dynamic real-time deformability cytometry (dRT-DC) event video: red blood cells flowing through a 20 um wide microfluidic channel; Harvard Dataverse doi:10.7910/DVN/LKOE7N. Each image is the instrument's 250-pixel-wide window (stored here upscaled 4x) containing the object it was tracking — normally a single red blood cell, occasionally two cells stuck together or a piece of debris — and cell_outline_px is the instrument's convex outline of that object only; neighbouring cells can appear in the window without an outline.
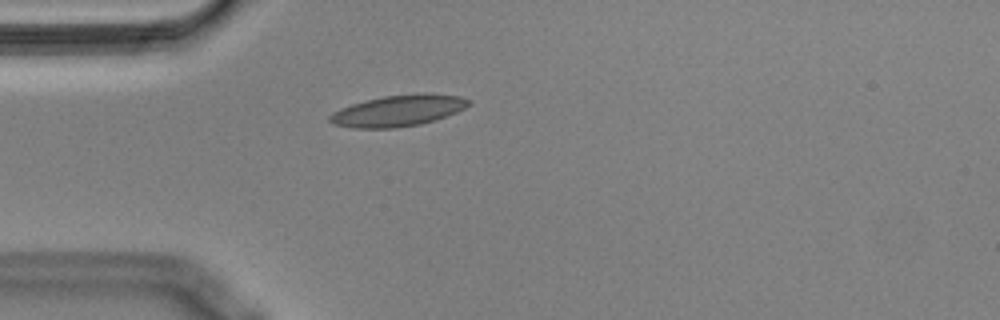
{"species": "Egyptian fruit bat (a non-hibernating species)", "species_latin": "Rousettus aegyptiacus", "temperature_condition": "cold", "stored_images_in_passage": 37, "camera_frame_rate_fps": 3000, "um_per_image_px": 0.085, "animal": {"sex": "male"}, "frame": {"image": 1, "passage_image": 3, "time_ms": 0.667, "image_size_px": [1000, 320], "cell_outline_px": [[472, 104], [456, 112], [420, 124], [396, 128], [352, 128], [332, 124], [328, 120], [328, 116], [332, 112], [340, 108], [352, 104], [384, 96], [420, 92], [428, 92], [460, 96], [472, 100]], "centroid_in_image_um": [33.85, 9.39], "position_along_channel_um": 51.2, "area_um2": 25.49}}
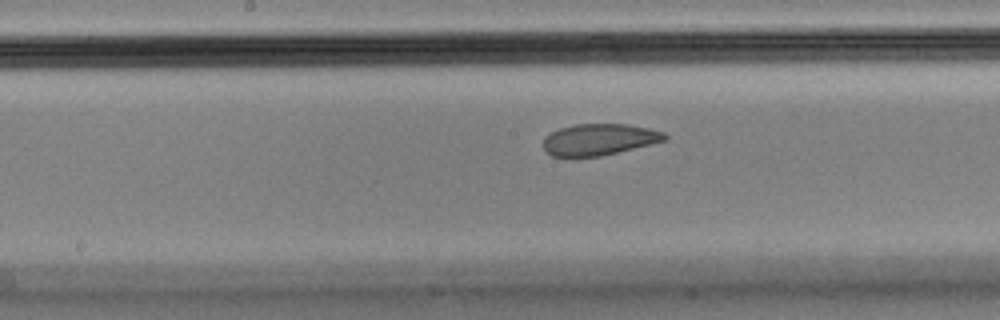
{"frame": {"image": 2, "passage_image": 16, "time_ms": 5.0, "image_size_px": [1000, 320], "cell_outline_px": [[668, 140], [600, 156], [572, 160], [552, 156], [544, 148], [544, 136], [560, 128], [576, 124], [628, 124], [648, 128], [664, 132], [668, 136]], "centroid_in_image_um": [50.89, 11.89], "position_along_channel_um": 197.3, "area_um2": 22.77}}
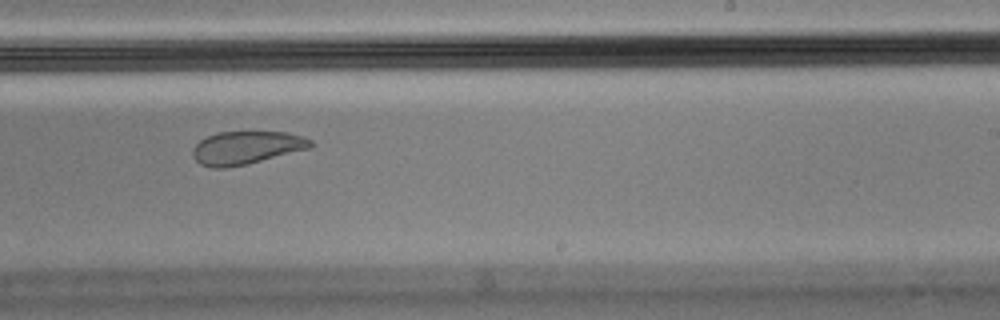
{"frame": {"image": 3, "passage_image": 22, "time_ms": 7.0, "image_size_px": [1000, 320], "cell_outline_px": [[316, 144], [312, 148], [248, 164], [224, 168], [212, 168], [200, 164], [192, 156], [192, 148], [200, 140], [216, 132], [288, 132], [312, 140]], "centroid_in_image_um": [20.96, 12.56], "position_along_channel_um": 268.0, "area_um2": 22.95}, "authors_computed_cell_mechanics": {"area_um2": 23.3512, "velocity_mm_per_s": 3.5478, "shape_relaxation_time_tau1_ms": null, "shape_relaxation_time_tau2_ms": 2.4977, "deformation_change_tau1": null, "deformation_change_tau2": 0.0689}}